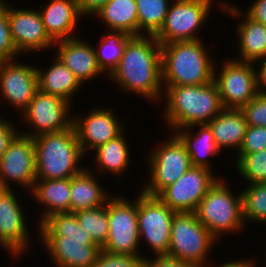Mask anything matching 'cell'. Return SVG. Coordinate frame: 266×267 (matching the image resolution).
<instances>
[{"label":"cell","mask_w":266,"mask_h":267,"mask_svg":"<svg viewBox=\"0 0 266 267\" xmlns=\"http://www.w3.org/2000/svg\"><path fill=\"white\" fill-rule=\"evenodd\" d=\"M108 78L125 94H137L145 101L163 103L161 44L154 36H133Z\"/></svg>","instance_id":"cell-1"},{"label":"cell","mask_w":266,"mask_h":267,"mask_svg":"<svg viewBox=\"0 0 266 267\" xmlns=\"http://www.w3.org/2000/svg\"><path fill=\"white\" fill-rule=\"evenodd\" d=\"M36 230L55 267H92L101 248L80 227L75 213L48 216Z\"/></svg>","instance_id":"cell-2"},{"label":"cell","mask_w":266,"mask_h":267,"mask_svg":"<svg viewBox=\"0 0 266 267\" xmlns=\"http://www.w3.org/2000/svg\"><path fill=\"white\" fill-rule=\"evenodd\" d=\"M163 87V116L172 134L181 128L207 124L224 109L214 80L203 85Z\"/></svg>","instance_id":"cell-3"},{"label":"cell","mask_w":266,"mask_h":267,"mask_svg":"<svg viewBox=\"0 0 266 267\" xmlns=\"http://www.w3.org/2000/svg\"><path fill=\"white\" fill-rule=\"evenodd\" d=\"M203 42L199 39L161 44L163 86L203 85L213 81L216 59Z\"/></svg>","instance_id":"cell-4"},{"label":"cell","mask_w":266,"mask_h":267,"mask_svg":"<svg viewBox=\"0 0 266 267\" xmlns=\"http://www.w3.org/2000/svg\"><path fill=\"white\" fill-rule=\"evenodd\" d=\"M33 140L36 179H68L86 167L80 164L85 156L74 126L35 136Z\"/></svg>","instance_id":"cell-5"},{"label":"cell","mask_w":266,"mask_h":267,"mask_svg":"<svg viewBox=\"0 0 266 267\" xmlns=\"http://www.w3.org/2000/svg\"><path fill=\"white\" fill-rule=\"evenodd\" d=\"M223 177L209 188L200 201L195 214L198 220L218 240L221 235L243 231L245 221L242 213L241 193L236 194ZM220 237V238H219Z\"/></svg>","instance_id":"cell-6"},{"label":"cell","mask_w":266,"mask_h":267,"mask_svg":"<svg viewBox=\"0 0 266 267\" xmlns=\"http://www.w3.org/2000/svg\"><path fill=\"white\" fill-rule=\"evenodd\" d=\"M215 243L218 240L198 220L194 212L175 213L166 256L204 267L210 262L207 257Z\"/></svg>","instance_id":"cell-7"},{"label":"cell","mask_w":266,"mask_h":267,"mask_svg":"<svg viewBox=\"0 0 266 267\" xmlns=\"http://www.w3.org/2000/svg\"><path fill=\"white\" fill-rule=\"evenodd\" d=\"M171 136L147 154L149 179H146L147 184H143L144 188H141L146 195L157 196L192 167L186 146L175 134Z\"/></svg>","instance_id":"cell-8"},{"label":"cell","mask_w":266,"mask_h":267,"mask_svg":"<svg viewBox=\"0 0 266 267\" xmlns=\"http://www.w3.org/2000/svg\"><path fill=\"white\" fill-rule=\"evenodd\" d=\"M224 1L173 0L162 28L154 37L160 44L199 40L198 33L201 31V26L203 27L207 22L208 16L210 17V9H212V6H216L218 2L217 7L222 10Z\"/></svg>","instance_id":"cell-9"},{"label":"cell","mask_w":266,"mask_h":267,"mask_svg":"<svg viewBox=\"0 0 266 267\" xmlns=\"http://www.w3.org/2000/svg\"><path fill=\"white\" fill-rule=\"evenodd\" d=\"M124 196V197H123ZM108 199L109 232L101 249L110 254L141 255L138 231L137 197L131 202L125 195Z\"/></svg>","instance_id":"cell-10"},{"label":"cell","mask_w":266,"mask_h":267,"mask_svg":"<svg viewBox=\"0 0 266 267\" xmlns=\"http://www.w3.org/2000/svg\"><path fill=\"white\" fill-rule=\"evenodd\" d=\"M256 64L230 58L220 69L214 65L213 80L224 108L241 109L259 93Z\"/></svg>","instance_id":"cell-11"},{"label":"cell","mask_w":266,"mask_h":267,"mask_svg":"<svg viewBox=\"0 0 266 267\" xmlns=\"http://www.w3.org/2000/svg\"><path fill=\"white\" fill-rule=\"evenodd\" d=\"M137 219L140 243H146L154 256L167 255L170 246L171 226L176 212L157 196L139 191ZM144 239V241H143ZM142 241V242H141Z\"/></svg>","instance_id":"cell-12"},{"label":"cell","mask_w":266,"mask_h":267,"mask_svg":"<svg viewBox=\"0 0 266 267\" xmlns=\"http://www.w3.org/2000/svg\"><path fill=\"white\" fill-rule=\"evenodd\" d=\"M71 102L38 90L29 105L21 112L22 123L30 130L21 134L31 138L51 132H58L73 127ZM27 131V132H26Z\"/></svg>","instance_id":"cell-13"},{"label":"cell","mask_w":266,"mask_h":267,"mask_svg":"<svg viewBox=\"0 0 266 267\" xmlns=\"http://www.w3.org/2000/svg\"><path fill=\"white\" fill-rule=\"evenodd\" d=\"M219 176L204 167H190L175 183L157 197L176 213L195 212L200 201Z\"/></svg>","instance_id":"cell-14"},{"label":"cell","mask_w":266,"mask_h":267,"mask_svg":"<svg viewBox=\"0 0 266 267\" xmlns=\"http://www.w3.org/2000/svg\"><path fill=\"white\" fill-rule=\"evenodd\" d=\"M36 181L34 140L19 133L2 155L0 160V189H13L16 183L19 187L33 189ZM13 183V184H12Z\"/></svg>","instance_id":"cell-15"},{"label":"cell","mask_w":266,"mask_h":267,"mask_svg":"<svg viewBox=\"0 0 266 267\" xmlns=\"http://www.w3.org/2000/svg\"><path fill=\"white\" fill-rule=\"evenodd\" d=\"M19 200L14 189H0V247L17 259L32 242Z\"/></svg>","instance_id":"cell-16"},{"label":"cell","mask_w":266,"mask_h":267,"mask_svg":"<svg viewBox=\"0 0 266 267\" xmlns=\"http://www.w3.org/2000/svg\"><path fill=\"white\" fill-rule=\"evenodd\" d=\"M114 112L110 106L103 108L102 105L92 108L84 117L83 114H73V126L85 157L88 152L91 154V150L94 151L125 131V125Z\"/></svg>","instance_id":"cell-17"},{"label":"cell","mask_w":266,"mask_h":267,"mask_svg":"<svg viewBox=\"0 0 266 267\" xmlns=\"http://www.w3.org/2000/svg\"><path fill=\"white\" fill-rule=\"evenodd\" d=\"M7 15L13 44L19 55L48 51L55 42L46 33L39 9H16L7 3Z\"/></svg>","instance_id":"cell-18"},{"label":"cell","mask_w":266,"mask_h":267,"mask_svg":"<svg viewBox=\"0 0 266 267\" xmlns=\"http://www.w3.org/2000/svg\"><path fill=\"white\" fill-rule=\"evenodd\" d=\"M0 62V99L19 109L21 113L38 92L36 66L23 62Z\"/></svg>","instance_id":"cell-19"},{"label":"cell","mask_w":266,"mask_h":267,"mask_svg":"<svg viewBox=\"0 0 266 267\" xmlns=\"http://www.w3.org/2000/svg\"><path fill=\"white\" fill-rule=\"evenodd\" d=\"M222 9V12L225 10L224 13L234 17L237 21L241 19L235 29L238 37L236 41H239L236 43L239 48V56L234 59L252 63L266 60V26L250 18L243 9L241 10L234 3L230 4L225 1Z\"/></svg>","instance_id":"cell-20"},{"label":"cell","mask_w":266,"mask_h":267,"mask_svg":"<svg viewBox=\"0 0 266 267\" xmlns=\"http://www.w3.org/2000/svg\"><path fill=\"white\" fill-rule=\"evenodd\" d=\"M58 46V47H57ZM56 57L76 76L82 85L86 81L100 78L105 74L96 58L93 45L79 37L59 40L54 44Z\"/></svg>","instance_id":"cell-21"},{"label":"cell","mask_w":266,"mask_h":267,"mask_svg":"<svg viewBox=\"0 0 266 267\" xmlns=\"http://www.w3.org/2000/svg\"><path fill=\"white\" fill-rule=\"evenodd\" d=\"M39 9L45 31L54 42L75 38L77 21L82 18L77 0H50Z\"/></svg>","instance_id":"cell-22"},{"label":"cell","mask_w":266,"mask_h":267,"mask_svg":"<svg viewBox=\"0 0 266 267\" xmlns=\"http://www.w3.org/2000/svg\"><path fill=\"white\" fill-rule=\"evenodd\" d=\"M40 203L43 209L38 225L48 216L56 213L70 212V178L68 179H36L29 192ZM44 205V206H43Z\"/></svg>","instance_id":"cell-23"},{"label":"cell","mask_w":266,"mask_h":267,"mask_svg":"<svg viewBox=\"0 0 266 267\" xmlns=\"http://www.w3.org/2000/svg\"><path fill=\"white\" fill-rule=\"evenodd\" d=\"M89 167L70 178V212L101 207L106 204L110 194L105 192Z\"/></svg>","instance_id":"cell-24"},{"label":"cell","mask_w":266,"mask_h":267,"mask_svg":"<svg viewBox=\"0 0 266 267\" xmlns=\"http://www.w3.org/2000/svg\"><path fill=\"white\" fill-rule=\"evenodd\" d=\"M207 124L220 150L234 148L239 151L248 127L241 109L224 108Z\"/></svg>","instance_id":"cell-25"},{"label":"cell","mask_w":266,"mask_h":267,"mask_svg":"<svg viewBox=\"0 0 266 267\" xmlns=\"http://www.w3.org/2000/svg\"><path fill=\"white\" fill-rule=\"evenodd\" d=\"M39 90L71 102L83 86L76 76L56 56L52 64L42 70L36 67Z\"/></svg>","instance_id":"cell-26"},{"label":"cell","mask_w":266,"mask_h":267,"mask_svg":"<svg viewBox=\"0 0 266 267\" xmlns=\"http://www.w3.org/2000/svg\"><path fill=\"white\" fill-rule=\"evenodd\" d=\"M200 127L194 134L192 130ZM186 146L190 156L192 166L212 169L210 160L206 157L219 155L220 150L214 140L213 133L208 124H196L186 128H181L174 133Z\"/></svg>","instance_id":"cell-27"},{"label":"cell","mask_w":266,"mask_h":267,"mask_svg":"<svg viewBox=\"0 0 266 267\" xmlns=\"http://www.w3.org/2000/svg\"><path fill=\"white\" fill-rule=\"evenodd\" d=\"M96 173H110L121 179L131 164V151L124 131L116 138L94 150ZM123 173V174H122Z\"/></svg>","instance_id":"cell-28"},{"label":"cell","mask_w":266,"mask_h":267,"mask_svg":"<svg viewBox=\"0 0 266 267\" xmlns=\"http://www.w3.org/2000/svg\"><path fill=\"white\" fill-rule=\"evenodd\" d=\"M108 31H122L138 36V12L136 0H109L95 14Z\"/></svg>","instance_id":"cell-29"},{"label":"cell","mask_w":266,"mask_h":267,"mask_svg":"<svg viewBox=\"0 0 266 267\" xmlns=\"http://www.w3.org/2000/svg\"><path fill=\"white\" fill-rule=\"evenodd\" d=\"M132 37L122 31H109L103 34L100 43H97L98 47H94L98 65L106 76L118 66L125 46Z\"/></svg>","instance_id":"cell-30"},{"label":"cell","mask_w":266,"mask_h":267,"mask_svg":"<svg viewBox=\"0 0 266 267\" xmlns=\"http://www.w3.org/2000/svg\"><path fill=\"white\" fill-rule=\"evenodd\" d=\"M172 1L173 0H136L138 36H155L160 31Z\"/></svg>","instance_id":"cell-31"},{"label":"cell","mask_w":266,"mask_h":267,"mask_svg":"<svg viewBox=\"0 0 266 267\" xmlns=\"http://www.w3.org/2000/svg\"><path fill=\"white\" fill-rule=\"evenodd\" d=\"M79 225L101 248L108 239V201L101 207L81 210L75 213Z\"/></svg>","instance_id":"cell-32"},{"label":"cell","mask_w":266,"mask_h":267,"mask_svg":"<svg viewBox=\"0 0 266 267\" xmlns=\"http://www.w3.org/2000/svg\"><path fill=\"white\" fill-rule=\"evenodd\" d=\"M240 193L245 224H266V183L248 184Z\"/></svg>","instance_id":"cell-33"},{"label":"cell","mask_w":266,"mask_h":267,"mask_svg":"<svg viewBox=\"0 0 266 267\" xmlns=\"http://www.w3.org/2000/svg\"><path fill=\"white\" fill-rule=\"evenodd\" d=\"M235 168L249 184L266 183V149L251 154H237Z\"/></svg>","instance_id":"cell-34"},{"label":"cell","mask_w":266,"mask_h":267,"mask_svg":"<svg viewBox=\"0 0 266 267\" xmlns=\"http://www.w3.org/2000/svg\"><path fill=\"white\" fill-rule=\"evenodd\" d=\"M7 2L0 0V62L12 61L20 56L13 44L7 15Z\"/></svg>","instance_id":"cell-35"},{"label":"cell","mask_w":266,"mask_h":267,"mask_svg":"<svg viewBox=\"0 0 266 267\" xmlns=\"http://www.w3.org/2000/svg\"><path fill=\"white\" fill-rule=\"evenodd\" d=\"M144 255L110 254L99 251L92 267H142Z\"/></svg>","instance_id":"cell-36"},{"label":"cell","mask_w":266,"mask_h":267,"mask_svg":"<svg viewBox=\"0 0 266 267\" xmlns=\"http://www.w3.org/2000/svg\"><path fill=\"white\" fill-rule=\"evenodd\" d=\"M249 126L266 127V95L258 93L241 108Z\"/></svg>","instance_id":"cell-37"},{"label":"cell","mask_w":266,"mask_h":267,"mask_svg":"<svg viewBox=\"0 0 266 267\" xmlns=\"http://www.w3.org/2000/svg\"><path fill=\"white\" fill-rule=\"evenodd\" d=\"M266 149V127L249 126L236 154H251Z\"/></svg>","instance_id":"cell-38"},{"label":"cell","mask_w":266,"mask_h":267,"mask_svg":"<svg viewBox=\"0 0 266 267\" xmlns=\"http://www.w3.org/2000/svg\"><path fill=\"white\" fill-rule=\"evenodd\" d=\"M18 129L13 122L0 116V160L9 147V144L20 133Z\"/></svg>","instance_id":"cell-39"},{"label":"cell","mask_w":266,"mask_h":267,"mask_svg":"<svg viewBox=\"0 0 266 267\" xmlns=\"http://www.w3.org/2000/svg\"><path fill=\"white\" fill-rule=\"evenodd\" d=\"M154 259V260H152ZM142 267H199L197 264L187 261H181L169 256H155L148 258L144 256Z\"/></svg>","instance_id":"cell-40"},{"label":"cell","mask_w":266,"mask_h":267,"mask_svg":"<svg viewBox=\"0 0 266 267\" xmlns=\"http://www.w3.org/2000/svg\"><path fill=\"white\" fill-rule=\"evenodd\" d=\"M109 0H77L78 9L83 19L84 16H94Z\"/></svg>","instance_id":"cell-41"},{"label":"cell","mask_w":266,"mask_h":267,"mask_svg":"<svg viewBox=\"0 0 266 267\" xmlns=\"http://www.w3.org/2000/svg\"><path fill=\"white\" fill-rule=\"evenodd\" d=\"M245 13L266 26V0H255Z\"/></svg>","instance_id":"cell-42"},{"label":"cell","mask_w":266,"mask_h":267,"mask_svg":"<svg viewBox=\"0 0 266 267\" xmlns=\"http://www.w3.org/2000/svg\"><path fill=\"white\" fill-rule=\"evenodd\" d=\"M259 68L257 69L258 72V91L261 94L266 95V60H262L257 62ZM265 89V90H264Z\"/></svg>","instance_id":"cell-43"},{"label":"cell","mask_w":266,"mask_h":267,"mask_svg":"<svg viewBox=\"0 0 266 267\" xmlns=\"http://www.w3.org/2000/svg\"><path fill=\"white\" fill-rule=\"evenodd\" d=\"M252 259V260H251ZM249 258V259H242V260H238V258L237 259H235V260H230V262H229V260H228V262H225V263H223L222 265L221 264H217V265H215L216 267H256L255 266V264H257V262L256 263H254V258L252 257V258ZM204 267H210V266H204Z\"/></svg>","instance_id":"cell-44"}]
</instances>
